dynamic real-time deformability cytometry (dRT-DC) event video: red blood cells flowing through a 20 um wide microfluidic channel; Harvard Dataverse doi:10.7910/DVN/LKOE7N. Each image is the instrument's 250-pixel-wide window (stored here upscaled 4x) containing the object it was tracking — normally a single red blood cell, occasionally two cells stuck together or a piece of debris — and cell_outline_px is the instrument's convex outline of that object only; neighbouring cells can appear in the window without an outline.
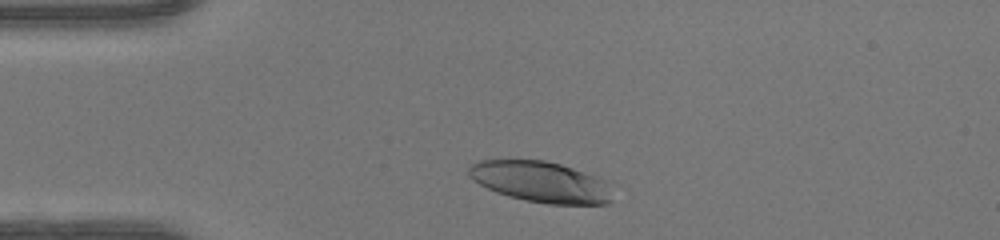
{"species": "human", "species_latin": "Homo sapiens", "temperature_condition": "warm", "stored_images_in_passage": 33, "camera_frame_rate_fps": 3000, "um_per_image_px": 0.085, "donor": {"sex": "female"}, "frame": {"image": 1, "passage_image": 4, "time_ms": 1.0, "image_size_px": [1000, 240], "cell_outline_px": [[608, 204], [548, 204], [524, 200], [508, 196], [496, 192], [472, 180], [468, 176], [468, 164], [476, 160], [544, 160], [560, 164], [572, 168], [604, 180], [608, 200]], "centroid_in_image_um": [45.82, 15.44], "position_along_channel_um": 39.2, "area_um2": 33.76}}
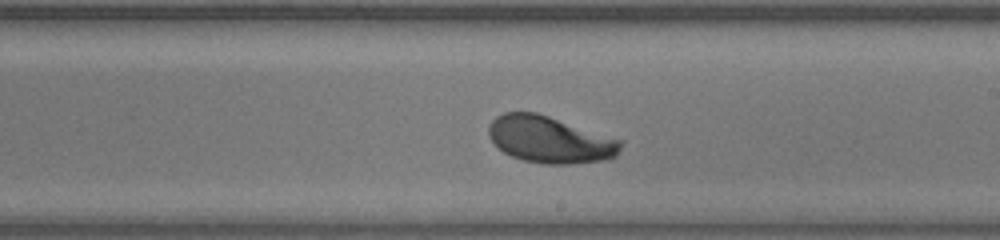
{"frame": {"image": 2, "passage_image": 21, "time_ms": 6.667, "image_size_px": [1000, 240], "cell_outline_px": [[624, 140], [620, 152], [616, 156], [608, 160], [572, 164], [544, 164], [524, 160], [512, 156], [504, 152], [488, 136], [488, 128], [492, 120], [496, 116], [504, 112], [536, 112]], "centroid_in_image_um": [46.79, 11.87], "position_along_channel_um": 242.2, "area_um2": 36.18}}
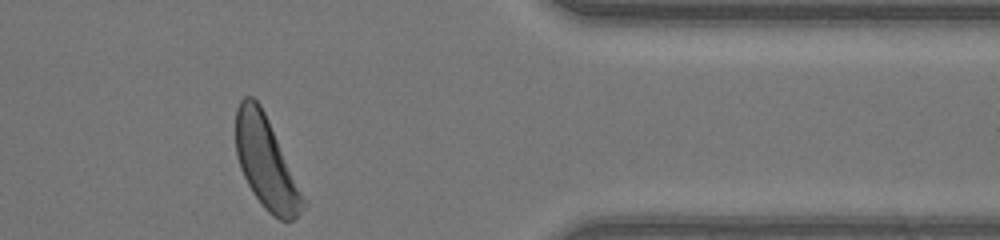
{"frame": {"image": 3, "passage_image": 33, "time_ms": 10.667, "image_size_px": [1000, 240], "cell_outline_px": [[308, 204], [292, 220], [280, 220], [272, 216], [264, 208], [252, 192], [240, 168], [236, 156], [236, 108], [240, 100], [244, 96], [252, 96], [260, 104], [308, 200]], "centroid_in_image_um": [22.64, 13.86], "position_along_channel_um": 388.8, "area_um2": 36.18}, "authors_computed_cell_mechanics": {"area_um2": 35.8938, "velocity_mm_per_s": 4.2005, "shape_relaxation_time_tau1_ms": 3.3909, "shape_relaxation_time_tau2_ms": null, "deformation_change_tau1": 0.1923, "deformation_change_tau2": null}}